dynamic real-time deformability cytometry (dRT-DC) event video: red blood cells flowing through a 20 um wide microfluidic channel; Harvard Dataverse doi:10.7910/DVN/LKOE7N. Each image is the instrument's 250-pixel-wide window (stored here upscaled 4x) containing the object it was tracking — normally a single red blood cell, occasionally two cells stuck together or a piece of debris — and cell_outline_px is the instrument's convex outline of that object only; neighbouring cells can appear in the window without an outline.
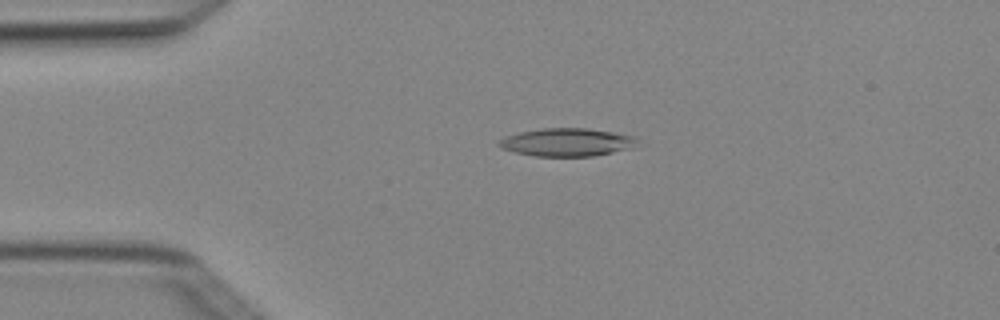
{"species": "Egyptian fruit bat (a non-hibernating species)", "species_latin": "Rousettus aegyptiacus", "temperature_condition": "cold", "stored_images_in_passage": 2, "camera_frame_rate_fps": 3000, "um_per_image_px": 0.085, "animal": {"sex": "female"}, "frame": {"image": 1, "passage_image": 1, "time_ms": 0.0, "image_size_px": [1000, 320], "cell_outline_px": [[636, 140], [628, 148], [612, 152], [592, 156], [536, 156], [516, 152], [504, 148], [496, 144], [504, 136], [520, 132], [540, 128], [588, 128], [636, 136]], "centroid_in_image_um": [48.13, 12.07], "position_along_channel_um": 36.9, "area_um2": 22.2}}